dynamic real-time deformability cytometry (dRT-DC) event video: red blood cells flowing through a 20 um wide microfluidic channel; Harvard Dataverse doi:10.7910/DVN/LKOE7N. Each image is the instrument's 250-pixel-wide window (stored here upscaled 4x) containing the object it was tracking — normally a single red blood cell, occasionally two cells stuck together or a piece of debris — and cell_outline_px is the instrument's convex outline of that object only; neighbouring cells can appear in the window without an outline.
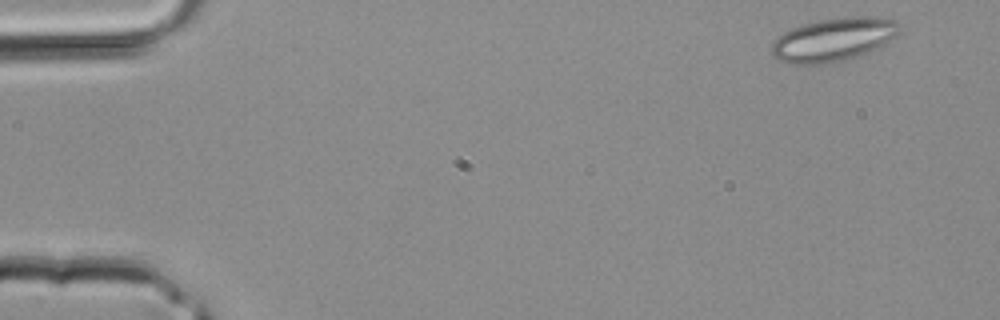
{"species": "common noctule bat (a hibernating species)", "species_latin": "Nyctalus noctula", "temperature_condition": "room temperature", "stored_images_in_passage": 3, "camera_frame_rate_fps": 3000, "um_per_image_px": 0.085, "animal": {"sex": "male", "body_mass_g": 20.4}, "frame": {"image": 1, "passage_image": 1, "time_ms": 0.0, "image_size_px": [1000, 320], "cell_outline_px": [[900, 32], [896, 36], [884, 44], [876, 48], [856, 56], [844, 60], [824, 64], [788, 64], [772, 56], [772, 44], [784, 32], [792, 28], [804, 24], [820, 20], [844, 16], [880, 16], [896, 20], [900, 24]], "centroid_in_image_um": [70.88, 3.35], "position_along_channel_um": 14.1, "area_um2": 32.37}}